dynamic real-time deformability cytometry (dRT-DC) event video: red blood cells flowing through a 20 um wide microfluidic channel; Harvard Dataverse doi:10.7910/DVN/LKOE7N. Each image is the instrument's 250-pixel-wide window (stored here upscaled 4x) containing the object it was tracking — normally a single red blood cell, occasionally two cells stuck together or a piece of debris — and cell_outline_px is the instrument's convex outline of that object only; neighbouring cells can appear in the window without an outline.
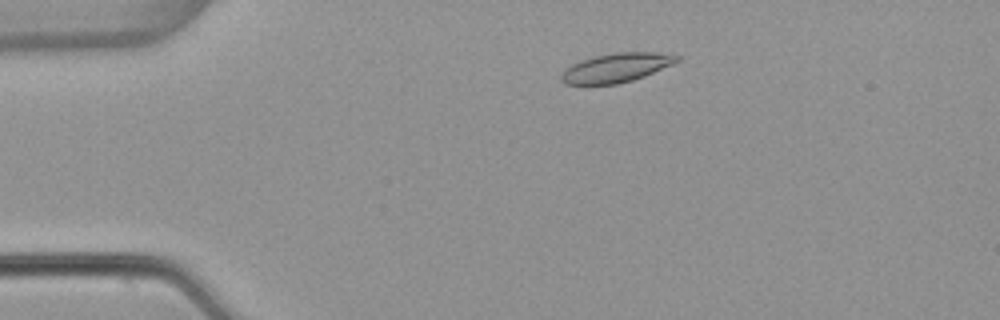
{"species": "common noctule bat (a hibernating species)", "species_latin": "Nyctalus noctula", "temperature_condition": "warm", "stored_images_in_passage": 50, "camera_frame_rate_fps": 3000, "um_per_image_px": 0.085, "animal": {"sex": "female", "body_mass_g": 22.7, "forearm_length_mm": 54.2}, "frame": {"image": 1, "passage_image": 7, "time_ms": 2.0, "image_size_px": [1000, 320], "cell_outline_px": [[680, 60], [672, 64], [644, 76], [632, 80], [616, 84], [564, 84], [560, 80], [560, 76], [564, 68], [580, 60], [596, 56], [616, 52], [656, 52], [680, 56]], "centroid_in_image_um": [52.35, 5.75], "position_along_channel_um": 32.7, "area_um2": 19.54}}
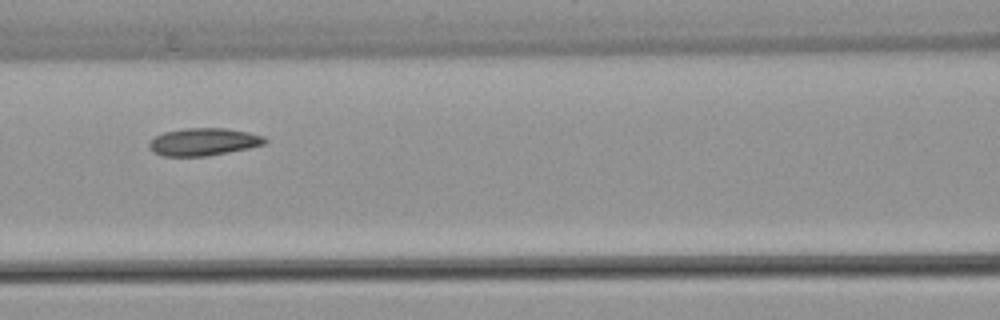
{"frame": {"image": 2, "passage_image": 20, "time_ms": 6.333, "image_size_px": [1000, 320], "cell_outline_px": [[268, 140], [264, 144], [248, 148], [208, 156], [164, 156], [152, 152], [148, 148], [148, 140], [164, 132], [184, 128], [224, 128], [248, 132], [264, 136]], "centroid_in_image_um": [17.26, 12.06], "position_along_channel_um": 149.3, "area_um2": 18.67}}
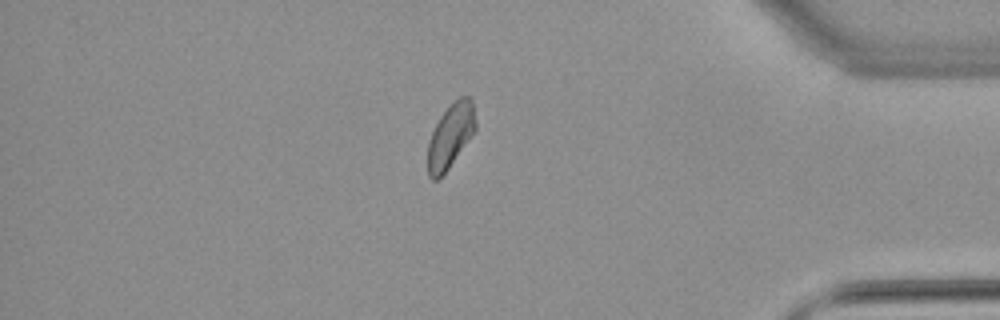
{"frame": {"image": 3, "passage_image": 42, "time_ms": 13.667, "image_size_px": [1000, 320], "cell_outline_px": [[476, 128], [448, 168], [436, 180], [432, 180], [428, 176], [428, 140], [440, 116], [460, 96], [468, 96], [472, 100], [476, 124]], "centroid_in_image_um": [38.27, 11.54], "position_along_channel_um": 396.9, "area_um2": 17.34}, "authors_computed_cell_mechanics": {"area_um2": 18.5538, "velocity_mm_per_s": 3.8239, "shape_relaxation_time_tau1_ms": null, "shape_relaxation_time_tau2_ms": 2.3569, "deformation_change_tau1": null, "deformation_change_tau2": 0.0757}}